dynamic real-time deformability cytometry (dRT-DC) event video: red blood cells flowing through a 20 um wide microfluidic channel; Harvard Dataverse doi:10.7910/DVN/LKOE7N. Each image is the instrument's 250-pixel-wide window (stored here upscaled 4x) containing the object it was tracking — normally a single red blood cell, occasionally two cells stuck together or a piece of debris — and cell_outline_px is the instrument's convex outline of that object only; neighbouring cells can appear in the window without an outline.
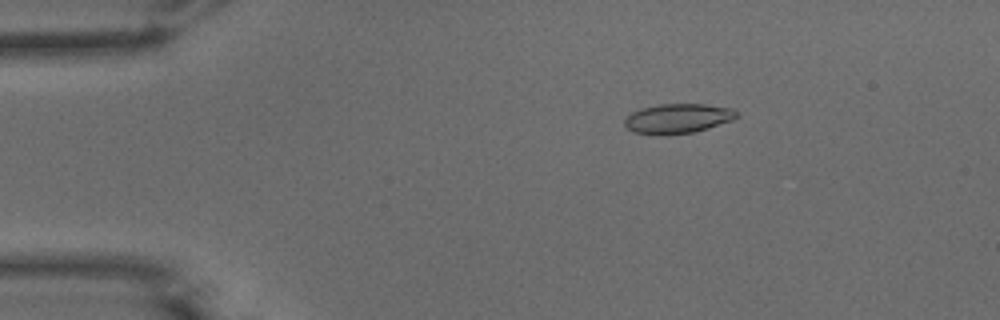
{"species": "common noctule bat (a hibernating species)", "species_latin": "Nyctalus noctula", "temperature_condition": "warm", "stored_images_in_passage": 45, "camera_frame_rate_fps": 3000, "um_per_image_px": 0.085, "animal": {"sex": "male", "body_mass_g": 15.6}, "frame": {"image": 1, "passage_image": 2, "time_ms": 0.333, "image_size_px": [1000, 320], "cell_outline_px": [[736, 116], [732, 120], [708, 128], [692, 132], [664, 136], [660, 136], [632, 132], [624, 124], [624, 120], [632, 112], [644, 108], [660, 104], [704, 104], [732, 108], [736, 112]], "centroid_in_image_um": [57.58, 10.09], "position_along_channel_um": 27.4, "area_um2": 19.31}}
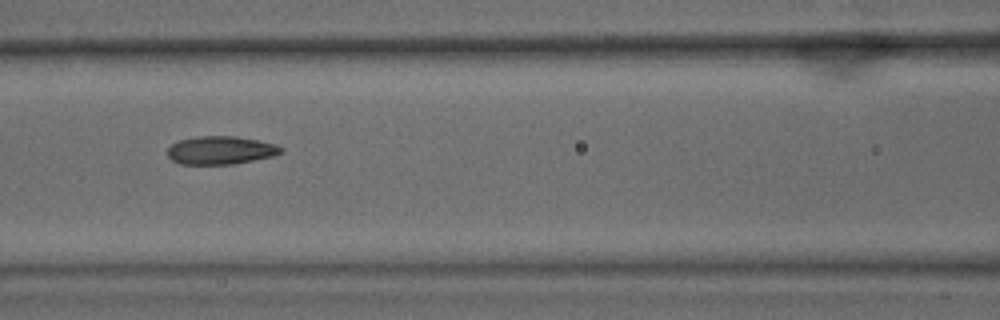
{"frame": {"image": 2, "passage_image": 16, "time_ms": 5.0, "image_size_px": [1000, 320], "cell_outline_px": [[284, 152], [272, 156], [232, 164], [180, 164], [172, 160], [168, 156], [168, 148], [172, 144], [180, 140], [200, 136], [236, 136], [276, 144], [284, 148]], "centroid_in_image_um": [18.77, 12.77], "position_along_channel_um": 147.8, "area_um2": 18.5}}
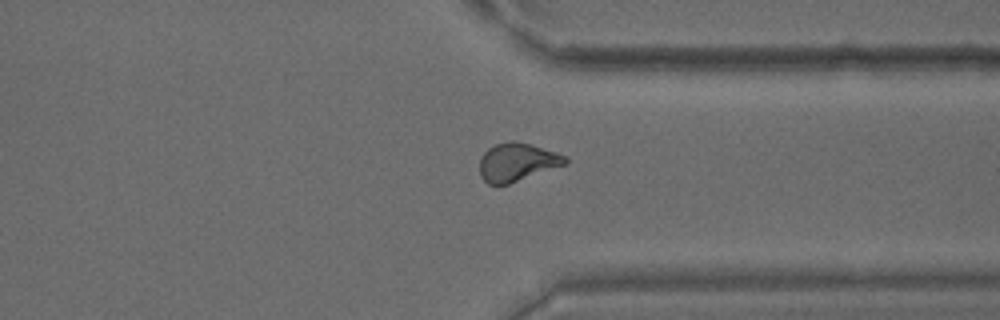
{"frame": {"image": 3, "passage_image": 33, "time_ms": 10.667, "image_size_px": [1000, 320], "cell_outline_px": [[568, 164], [508, 184], [488, 184], [480, 176], [480, 156], [488, 148], [496, 144], [512, 140], [516, 140], [556, 152], [568, 156]], "centroid_in_image_um": [43.97, 13.77], "position_along_channel_um": 367.4, "area_um2": 19.19}, "authors_computed_cell_mechanics": {"area_um2": 19.1896, "velocity_mm_per_s": 3.8858, "shape_relaxation_time_tau1_ms": null, "shape_relaxation_time_tau2_ms": 2.0422, "deformation_change_tau1": null, "deformation_change_tau2": 0.0795}}